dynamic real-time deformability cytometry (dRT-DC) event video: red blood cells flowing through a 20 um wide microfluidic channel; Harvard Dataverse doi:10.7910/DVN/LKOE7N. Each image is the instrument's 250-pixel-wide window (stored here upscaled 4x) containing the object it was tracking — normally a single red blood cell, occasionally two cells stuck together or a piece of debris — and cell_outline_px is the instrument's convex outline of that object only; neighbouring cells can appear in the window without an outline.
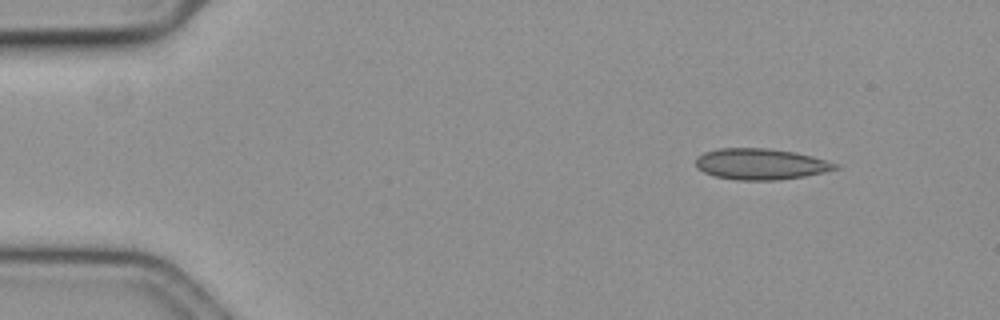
{"species": "common noctule bat (a hibernating species)", "species_latin": "Nyctalus noctula", "temperature_condition": "cold", "stored_images_in_passage": 10, "camera_frame_rate_fps": 3000, "um_per_image_px": 0.085, "animal": {"sex": "female", "body_mass_g": 19.3, "forearm_length_mm": 54.1}, "frame": {"image": 1, "passage_image": 1, "time_ms": 0.0, "image_size_px": [1000, 320], "cell_outline_px": [[840, 168], [804, 176], [776, 180], [740, 180], [716, 176], [704, 172], [696, 164], [696, 156], [704, 152], [720, 148], [768, 148], [792, 152], [812, 156], [836, 164]], "centroid_in_image_um": [64.63, 13.94], "position_along_channel_um": 20.4, "area_um2": 24.85}}